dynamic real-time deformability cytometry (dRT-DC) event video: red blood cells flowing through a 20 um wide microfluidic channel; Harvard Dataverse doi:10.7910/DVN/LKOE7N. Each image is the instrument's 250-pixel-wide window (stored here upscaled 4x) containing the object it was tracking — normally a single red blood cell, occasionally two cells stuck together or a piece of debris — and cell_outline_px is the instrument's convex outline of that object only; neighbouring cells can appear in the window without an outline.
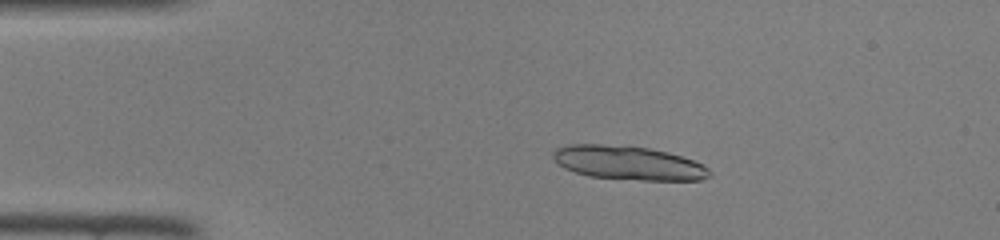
{"species": "common noctule bat (a hibernating species)", "species_latin": "Nyctalus noctula", "temperature_condition": "room temperature", "stored_images_in_passage": 38, "camera_frame_rate_fps": 3000, "um_per_image_px": 0.085, "animal": {"sex": "female", "body_mass_g": 22.0, "forearm_length_mm": 56.7}, "frame": {"image": 1, "passage_image": 1, "time_ms": 0.0, "image_size_px": [1000, 240], "cell_outline_px": [[712, 176], [700, 180], [640, 180], [588, 176], [564, 168], [552, 156], [552, 152], [556, 148], [568, 144], [600, 144], [648, 148], [668, 152], [704, 164], [712, 172]], "centroid_in_image_um": [53.43, 13.85], "position_along_channel_um": 31.6, "area_um2": 30.81}}